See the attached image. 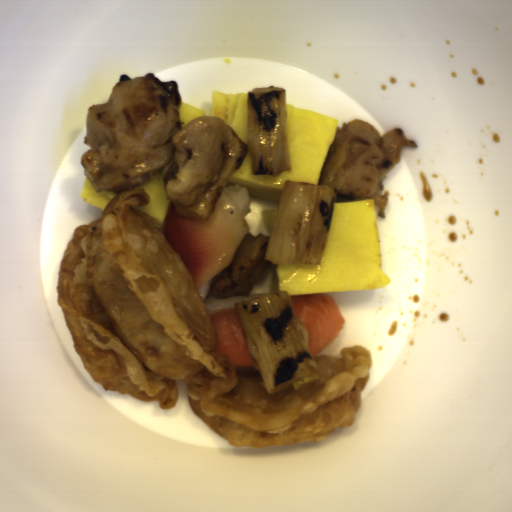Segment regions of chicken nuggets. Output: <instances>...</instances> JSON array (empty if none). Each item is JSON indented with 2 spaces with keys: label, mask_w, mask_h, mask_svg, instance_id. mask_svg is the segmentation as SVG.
Returning <instances> with one entry per match:
<instances>
[{
  "label": "chicken nuggets",
  "mask_w": 512,
  "mask_h": 512,
  "mask_svg": "<svg viewBox=\"0 0 512 512\" xmlns=\"http://www.w3.org/2000/svg\"><path fill=\"white\" fill-rule=\"evenodd\" d=\"M182 103L177 80L162 81L152 71L119 75L106 102L87 110L82 141L90 149L80 164L95 192L140 186L161 169L177 214L209 220L248 143L215 115L184 125Z\"/></svg>",
  "instance_id": "90cb4de2"
},
{
  "label": "chicken nuggets",
  "mask_w": 512,
  "mask_h": 512,
  "mask_svg": "<svg viewBox=\"0 0 512 512\" xmlns=\"http://www.w3.org/2000/svg\"><path fill=\"white\" fill-rule=\"evenodd\" d=\"M403 148H418V144L402 127H390L381 135L369 121H342L336 125L318 183L336 191L338 200L373 199L377 216L386 219L391 193L383 181L400 163Z\"/></svg>",
  "instance_id": "f4ed5422"
},
{
  "label": "chicken nuggets",
  "mask_w": 512,
  "mask_h": 512,
  "mask_svg": "<svg viewBox=\"0 0 512 512\" xmlns=\"http://www.w3.org/2000/svg\"><path fill=\"white\" fill-rule=\"evenodd\" d=\"M270 235L262 232L256 236L248 232L239 244L229 266L211 280L205 299L221 297H246L259 284L270 262L265 258Z\"/></svg>",
  "instance_id": "cc037f56"
}]
</instances>
